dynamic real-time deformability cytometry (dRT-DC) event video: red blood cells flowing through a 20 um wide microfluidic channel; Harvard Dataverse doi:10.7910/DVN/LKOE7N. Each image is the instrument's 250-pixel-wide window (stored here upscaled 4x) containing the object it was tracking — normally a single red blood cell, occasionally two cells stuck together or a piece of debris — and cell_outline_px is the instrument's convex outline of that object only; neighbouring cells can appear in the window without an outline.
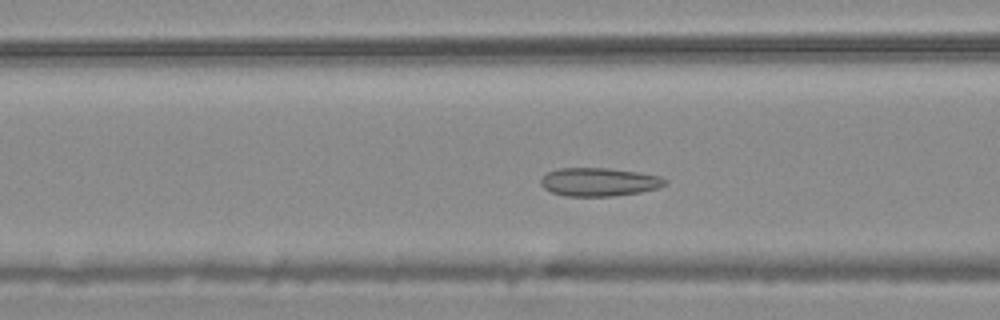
{"species": "common noctule bat (a hibernating species)", "species_latin": "Nyctalus noctula", "temperature_condition": "warm", "stored_images_in_passage": 51, "camera_frame_rate_fps": 3000, "um_per_image_px": 0.085, "animal": {"sex": "male", "body_mass_g": 20.4}, "frame": {"image": 1, "passage_image": 18, "time_ms": 5.667, "image_size_px": [1000, 320], "cell_outline_px": [[668, 184], [656, 188], [640, 192], [612, 196], [564, 196], [552, 192], [544, 188], [540, 184], [540, 180], [548, 172], [560, 168], [608, 168], [636, 172], [660, 176], [668, 180]], "centroid_in_image_um": [50.92, 15.47], "position_along_channel_um": 115.7, "area_um2": 20.46}}
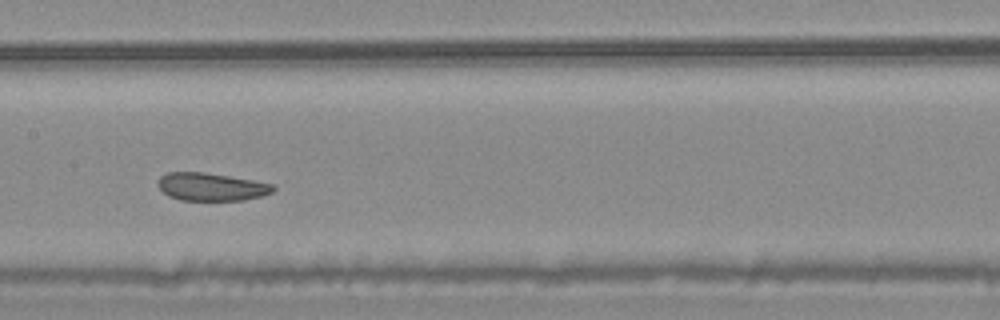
{"frame": {"image": 2, "passage_image": 24, "time_ms": 7.667, "image_size_px": [1000, 320], "cell_outline_px": [[276, 188], [272, 192], [264, 196], [244, 200], [180, 200], [168, 196], [156, 184], [160, 176], [168, 172], [204, 172], [276, 184]], "centroid_in_image_um": [17.98, 15.88], "position_along_channel_um": 189.4, "area_um2": 18.84}}
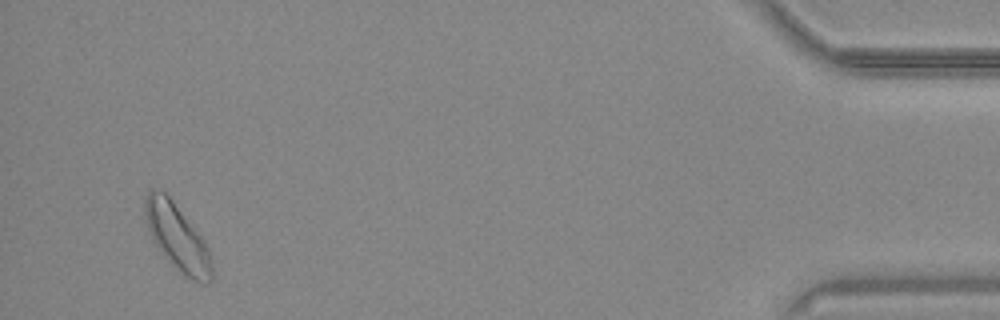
{"frame": {"image": 3, "passage_image": 49, "time_ms": 16.0, "image_size_px": [1000, 320], "cell_outline_px": [[212, 280], [192, 280], [184, 276], [164, 256], [152, 240], [144, 216], [144, 196], [152, 188], [160, 188], [172, 200], [204, 240], [208, 248], [212, 260]], "centroid_in_image_um": [15.02, 20.12], "position_along_channel_um": 420.2, "area_um2": 25.61}, "authors_computed_cell_mechanics": {"area_um2": 20.9814, "velocity_mm_per_s": 3.6867, "shape_relaxation_time_tau1_ms": 7.5733, "shape_relaxation_time_tau2_ms": 2.4628, "deformation_change_tau1": 0.1016, "deformation_change_tau2": 0.0436}}